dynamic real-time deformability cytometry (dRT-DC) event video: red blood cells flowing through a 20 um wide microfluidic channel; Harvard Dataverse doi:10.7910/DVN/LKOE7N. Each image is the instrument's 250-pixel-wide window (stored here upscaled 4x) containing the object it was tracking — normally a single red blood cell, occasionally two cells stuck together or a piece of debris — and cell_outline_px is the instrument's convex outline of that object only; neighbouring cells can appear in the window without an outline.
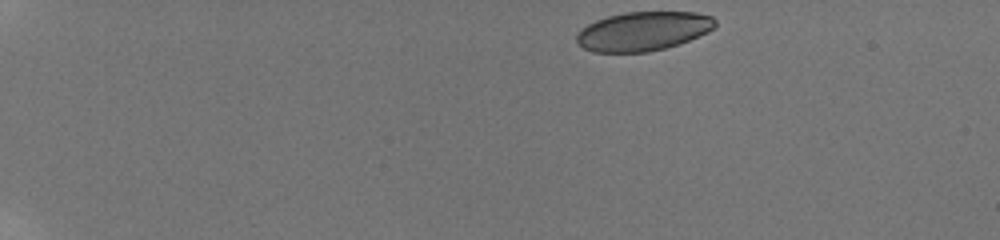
{"species": "human", "species_latin": "Homo sapiens", "temperature_condition": "room temperature", "stored_images_in_passage": 14, "camera_frame_rate_fps": 3000, "um_per_image_px": 0.085, "donor": {"sex": "male"}, "frame": {"image": 1, "passage_image": 1, "time_ms": 0.0, "image_size_px": [1000, 240], "cell_outline_px": [[716, 28], [708, 32], [680, 44], [648, 52], [592, 52], [584, 48], [576, 40], [576, 36], [588, 24], [596, 20], [608, 16], [624, 12], [696, 12], [712, 16], [716, 20]], "centroid_in_image_um": [54.72, 2.65], "position_along_channel_um": 30.3, "area_um2": 31.56}}
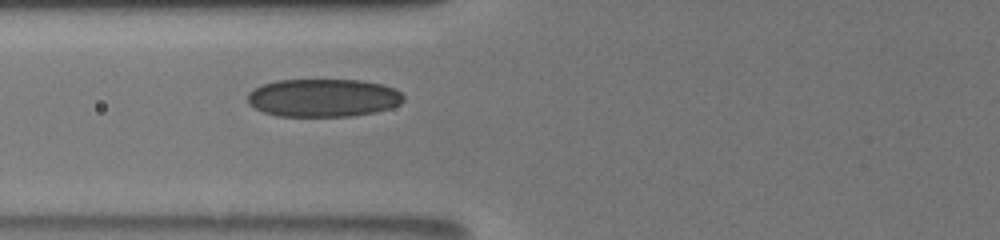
{"frame": {"image": 2, "passage_image": 12, "time_ms": 5.0, "image_size_px": [1000, 240], "cell_outline_px": [[404, 100], [400, 104], [376, 112], [352, 116], [276, 116], [264, 112], [248, 104], [248, 92], [264, 84], [276, 80], [360, 80], [380, 84], [396, 88], [404, 96]], "centroid_in_image_um": [27.49, 8.32], "position_along_channel_um": 98.3, "area_um2": 34.56}}
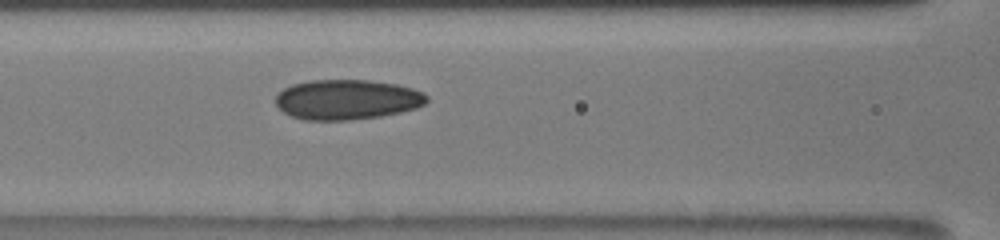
{"frame": {"image": 3, "passage_image": 14, "time_ms": 6.0, "image_size_px": [1000, 240], "cell_outline_px": [[428, 100], [424, 104], [416, 108], [400, 112], [380, 116], [348, 120], [304, 120], [292, 116], [284, 112], [276, 104], [276, 96], [284, 88], [292, 84], [308, 80], [368, 80], [396, 84], [412, 88], [424, 92], [428, 96]], "centroid_in_image_um": [29.51, 8.46], "position_along_channel_um": 137.1, "area_um2": 35.26}}